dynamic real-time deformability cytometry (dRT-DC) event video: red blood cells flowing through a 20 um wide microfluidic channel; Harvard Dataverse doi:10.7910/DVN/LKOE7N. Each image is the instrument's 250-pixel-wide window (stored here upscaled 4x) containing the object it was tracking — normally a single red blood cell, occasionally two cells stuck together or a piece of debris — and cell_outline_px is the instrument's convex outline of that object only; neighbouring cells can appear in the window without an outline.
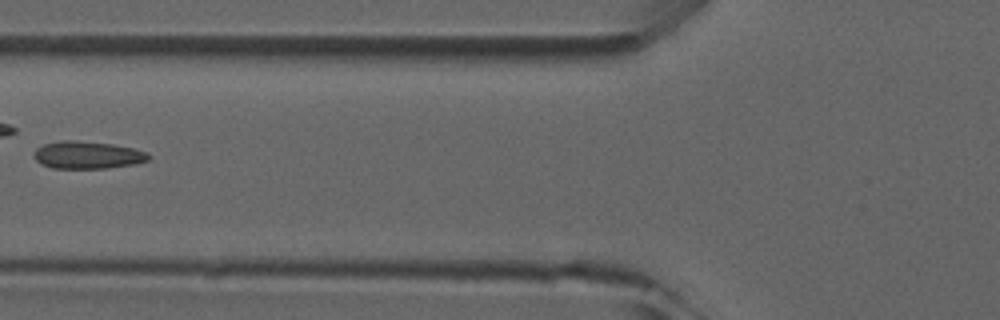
{"species": "common noctule bat (a hibernating species)", "species_latin": "Nyctalus noctula", "temperature_condition": "room temperature", "stored_images_in_passage": 7, "camera_frame_rate_fps": 3000, "um_per_image_px": 0.085, "animal": {"sex": "male", "forearm_length_mm": 52.5}, "frame": {"image": 1, "passage_image": 6, "time_ms": 5.667, "image_size_px": [1000, 320], "cell_outline_px": [[152, 156], [148, 160], [136, 164], [104, 168], [52, 168], [40, 164], [36, 160], [36, 148], [44, 144], [64, 140], [72, 140], [112, 144], [132, 148], [148, 152]], "centroid_in_image_um": [7.47, 13.18], "position_along_channel_um": 118.3, "area_um2": 18.21}}
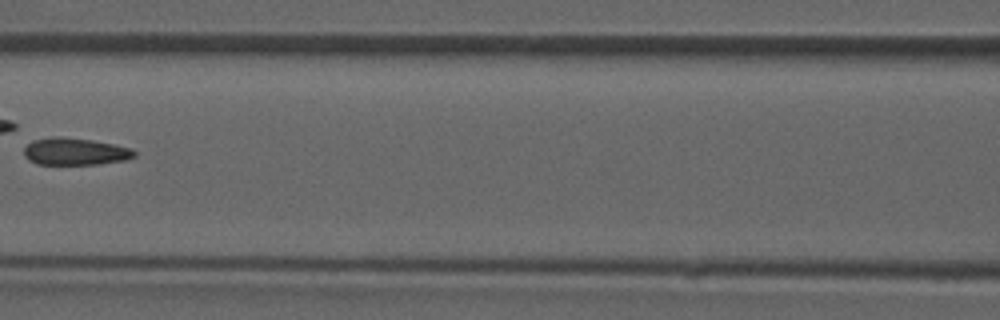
{"frame": {"image": 2, "passage_image": 7, "time_ms": 6.667, "image_size_px": [1000, 320], "cell_outline_px": [[136, 156], [124, 160], [100, 164], [36, 164], [28, 160], [24, 156], [24, 148], [32, 140], [56, 136], [92, 140], [116, 144], [128, 148], [136, 152]], "centroid_in_image_um": [6.36, 12.88], "position_along_channel_um": 160.2, "area_um2": 17.46}}